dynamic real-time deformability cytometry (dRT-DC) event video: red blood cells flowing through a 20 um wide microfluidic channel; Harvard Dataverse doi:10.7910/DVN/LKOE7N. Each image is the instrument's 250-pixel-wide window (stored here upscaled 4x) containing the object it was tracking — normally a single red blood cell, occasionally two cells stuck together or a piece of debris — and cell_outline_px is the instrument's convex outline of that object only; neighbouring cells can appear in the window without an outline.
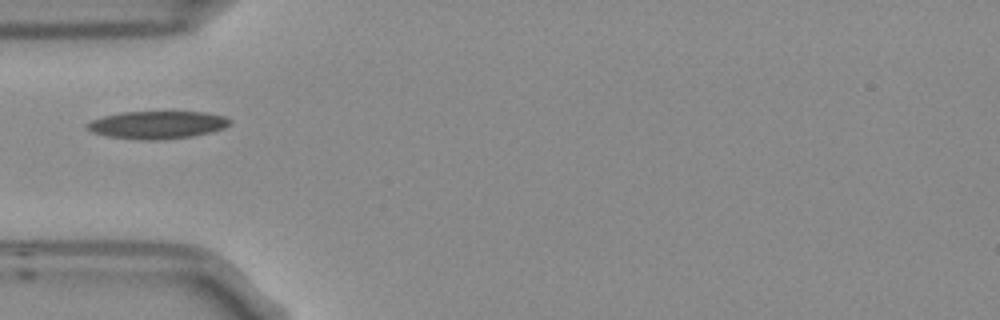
{"species": "Egyptian fruit bat (a non-hibernating species)", "species_latin": "Rousettus aegyptiacus", "temperature_condition": "room temperature", "stored_images_in_passage": 5, "camera_frame_rate_fps": 3000, "um_per_image_px": 0.085, "frame": {"image": 1, "passage_image": 5, "time_ms": 1.333, "image_size_px": [1000, 320], "cell_outline_px": [[232, 124], [224, 128], [212, 132], [192, 136], [164, 140], [140, 140], [108, 136], [92, 132], [88, 128], [88, 124], [92, 120], [104, 116], [120, 112], [204, 112], [224, 116], [232, 120]], "centroid_in_image_um": [13.43, 10.62], "position_along_channel_um": 71.6, "area_um2": 23.06}}